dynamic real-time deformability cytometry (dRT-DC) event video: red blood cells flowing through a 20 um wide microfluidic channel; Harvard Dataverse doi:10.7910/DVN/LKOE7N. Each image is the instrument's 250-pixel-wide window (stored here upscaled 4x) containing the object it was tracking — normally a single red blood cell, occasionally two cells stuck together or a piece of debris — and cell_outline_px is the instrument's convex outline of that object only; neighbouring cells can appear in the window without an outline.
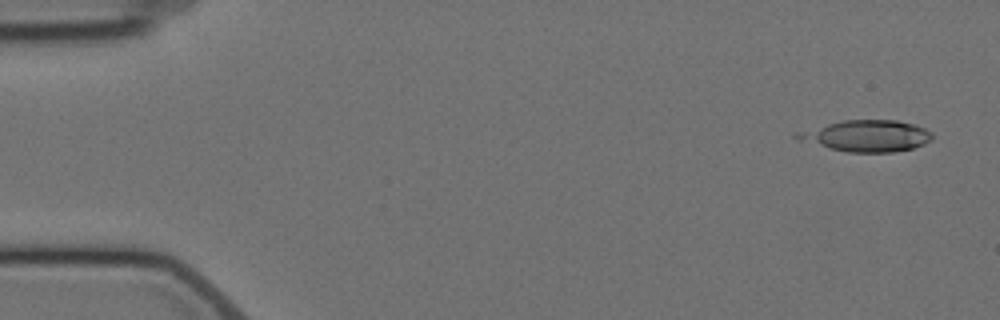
{"species": "Egyptian fruit bat (a non-hibernating species)", "species_latin": "Rousettus aegyptiacus", "temperature_condition": "cold", "stored_images_in_passage": 2, "camera_frame_rate_fps": 3000, "um_per_image_px": 0.085, "animal": {"sex": "female"}, "frame": {"image": 1, "passage_image": 1, "time_ms": 0.0, "image_size_px": [1000, 320], "cell_outline_px": [[932, 140], [924, 144], [912, 148], [892, 152], [848, 152], [828, 148], [796, 140], [792, 136], [796, 132], [844, 120], [896, 120], [916, 124], [932, 132]], "centroid_in_image_um": [73.65, 11.55], "position_along_channel_um": 11.3, "area_um2": 24.74}}